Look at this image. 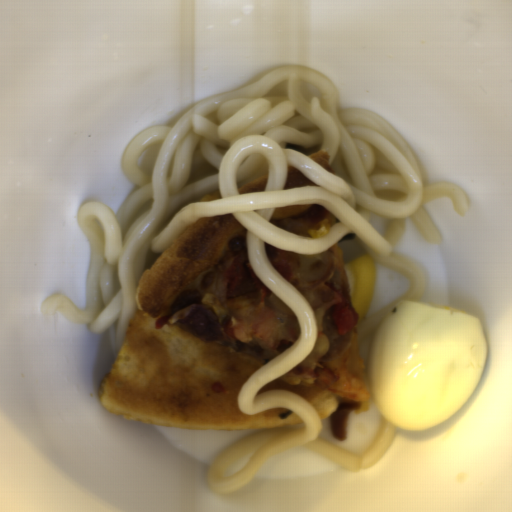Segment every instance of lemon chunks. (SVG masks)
Segmentation results:
<instances>
[{"label":"lemon chunks","instance_id":"e0be4373","mask_svg":"<svg viewBox=\"0 0 512 512\" xmlns=\"http://www.w3.org/2000/svg\"><path fill=\"white\" fill-rule=\"evenodd\" d=\"M351 303L357 313V325L368 317L376 285V261L363 255L344 263Z\"/></svg>","mask_w":512,"mask_h":512}]
</instances>
